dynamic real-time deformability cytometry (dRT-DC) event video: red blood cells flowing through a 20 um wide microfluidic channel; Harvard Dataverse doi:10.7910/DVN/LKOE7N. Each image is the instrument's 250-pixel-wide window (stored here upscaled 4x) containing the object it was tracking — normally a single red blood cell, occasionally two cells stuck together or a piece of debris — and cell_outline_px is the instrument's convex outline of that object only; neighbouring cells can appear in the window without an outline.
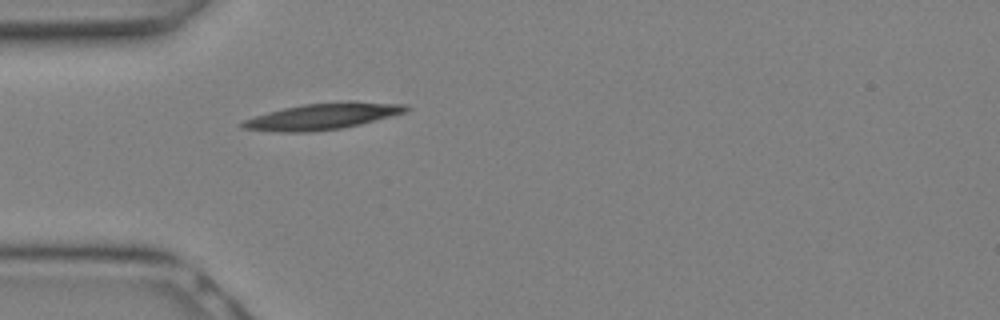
{"species": "Egyptian fruit bat (a non-hibernating species)", "species_latin": "Rousettus aegyptiacus", "temperature_condition": "warm", "stored_images_in_passage": 8, "camera_frame_rate_fps": 3000, "um_per_image_px": 0.085, "animal": {"sex": "female"}, "frame": {"image": 1, "passage_image": 1, "time_ms": 0.0, "image_size_px": [1000, 320], "cell_outline_px": [[412, 108], [408, 112], [344, 128], [312, 132], [280, 132], [240, 128], [240, 124], [244, 120], [268, 112], [284, 108], [304, 104], [348, 100], [404, 104]], "centroid_in_image_um": [27.49, 9.88], "position_along_channel_um": 57.5, "area_um2": 25.32}}
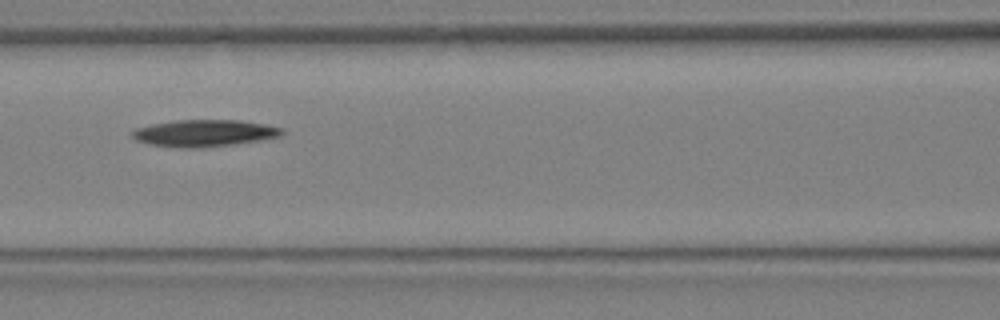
{"frame": {"image": 2, "passage_image": 5, "time_ms": 1.333, "image_size_px": [1000, 320], "cell_outline_px": [[284, 132], [280, 136], [260, 140], [204, 148], [180, 148], [148, 144], [136, 140], [132, 136], [132, 132], [136, 128], [152, 124], [176, 120], [240, 120], [264, 124], [284, 128]], "centroid_in_image_um": [17.36, 11.32], "position_along_channel_um": 149.2, "area_um2": 23.47}}
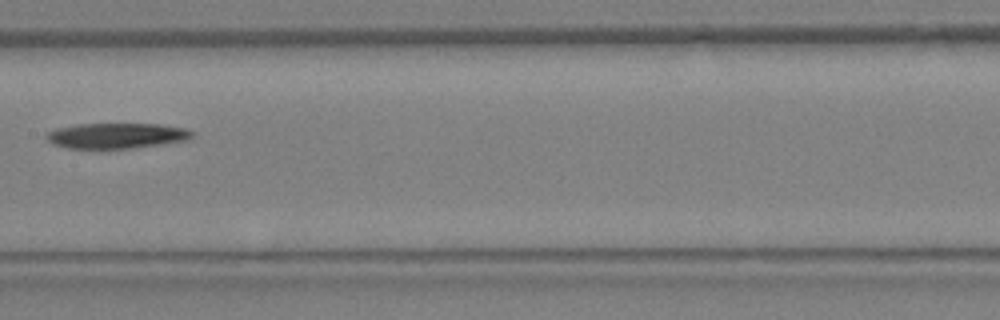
{"frame": {"image": 3, "passage_image": 7, "time_ms": 2.0, "image_size_px": [1000, 320], "cell_outline_px": [[196, 136], [188, 140], [132, 148], [68, 148], [52, 144], [44, 136], [48, 132], [56, 128], [76, 124], [160, 124], [188, 128], [196, 132]], "centroid_in_image_um": [9.96, 11.52], "position_along_channel_um": 197.4, "area_um2": 21.79}}